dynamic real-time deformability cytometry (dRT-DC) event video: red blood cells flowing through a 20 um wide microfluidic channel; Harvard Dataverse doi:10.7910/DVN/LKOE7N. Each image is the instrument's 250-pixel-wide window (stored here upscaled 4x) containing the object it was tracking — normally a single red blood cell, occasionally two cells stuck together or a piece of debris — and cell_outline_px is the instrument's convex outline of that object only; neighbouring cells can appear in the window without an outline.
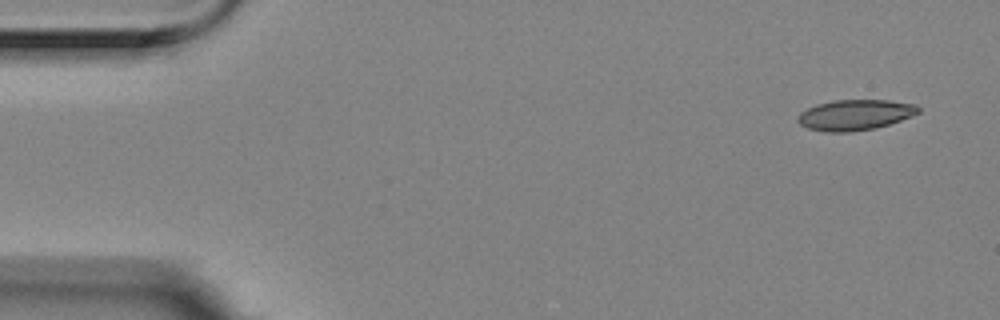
{"species": "Egyptian fruit bat (a non-hibernating species)", "species_latin": "Rousettus aegyptiacus", "temperature_condition": "room temperature", "stored_images_in_passage": 6, "camera_frame_rate_fps": 3000, "um_per_image_px": 0.085, "animal": {"sex": "female"}, "frame": {"image": 1, "passage_image": 1, "time_ms": 0.0, "image_size_px": [1000, 320], "cell_outline_px": [[920, 112], [912, 116], [876, 128], [848, 132], [824, 132], [808, 128], [800, 124], [796, 120], [800, 112], [816, 104], [832, 100], [888, 100], [916, 104], [920, 108]], "centroid_in_image_um": [72.67, 9.76], "position_along_channel_um": 12.3, "area_um2": 21.56}}